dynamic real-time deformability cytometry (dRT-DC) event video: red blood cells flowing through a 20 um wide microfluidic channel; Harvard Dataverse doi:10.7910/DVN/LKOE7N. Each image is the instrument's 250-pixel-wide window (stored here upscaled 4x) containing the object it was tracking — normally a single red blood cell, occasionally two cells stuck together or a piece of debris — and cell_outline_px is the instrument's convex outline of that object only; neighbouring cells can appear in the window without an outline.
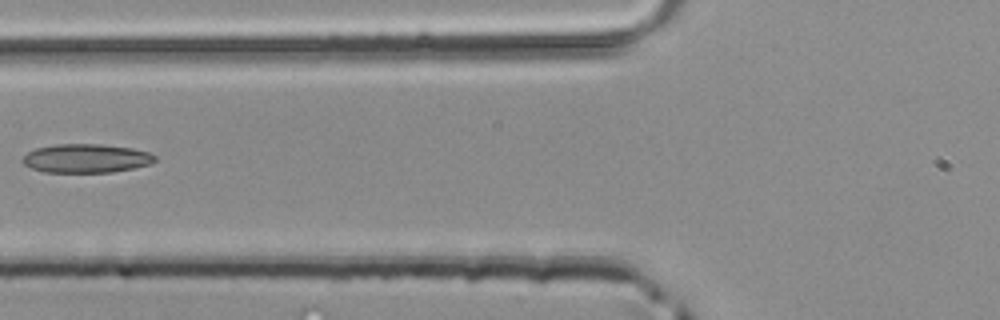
{"species": "common noctule bat (a hibernating species)", "species_latin": "Nyctalus noctula", "temperature_condition": "room temperature", "stored_images_in_passage": 2, "camera_frame_rate_fps": 3000, "um_per_image_px": 0.085, "animal": {"sex": "male", "body_mass_g": 20.4}, "frame": {"image": 1, "passage_image": 2, "time_ms": 0.333, "image_size_px": [1000, 320], "cell_outline_px": [[156, 160], [148, 164], [132, 168], [112, 172], [44, 172], [32, 168], [24, 164], [20, 160], [28, 152], [36, 148], [56, 144], [100, 144], [132, 148], [148, 152], [156, 156]], "centroid_in_image_um": [7.3, 13.45], "position_along_channel_um": 118.5, "area_um2": 22.08}}